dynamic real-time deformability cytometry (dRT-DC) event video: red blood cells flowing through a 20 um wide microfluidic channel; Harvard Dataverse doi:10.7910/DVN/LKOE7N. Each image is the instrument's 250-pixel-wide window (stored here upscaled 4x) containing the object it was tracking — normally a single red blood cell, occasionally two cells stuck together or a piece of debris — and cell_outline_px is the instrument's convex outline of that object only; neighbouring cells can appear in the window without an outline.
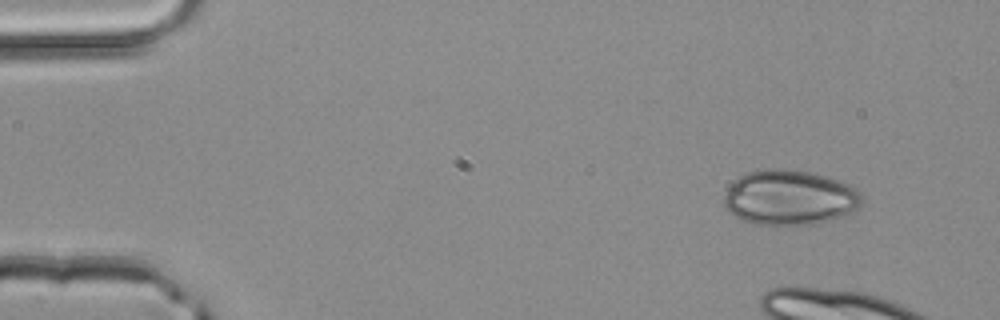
{"species": "common noctule bat (a hibernating species)", "species_latin": "Nyctalus noctula", "temperature_condition": "room temperature", "stored_images_in_passage": 4, "camera_frame_rate_fps": 3000, "um_per_image_px": 0.085, "animal": {"sex": "male", "body_mass_g": 20.4}, "frame": {"image": 1, "passage_image": 1, "time_ms": 0.0, "image_size_px": [1000, 320], "cell_outline_px": [[864, 200], [852, 212], [816, 224], [756, 224], [744, 220], [736, 216], [724, 204], [724, 192], [740, 176], [748, 172], [764, 168], [784, 168], [808, 172], [824, 176], [848, 184], [856, 188], [860, 192]], "centroid_in_image_um": [67.13, 16.78], "position_along_channel_um": 17.9, "area_um2": 43.75}}